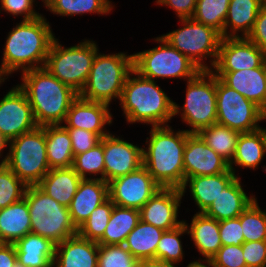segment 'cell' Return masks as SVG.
<instances>
[{
	"label": "cell",
	"mask_w": 266,
	"mask_h": 267,
	"mask_svg": "<svg viewBox=\"0 0 266 267\" xmlns=\"http://www.w3.org/2000/svg\"><path fill=\"white\" fill-rule=\"evenodd\" d=\"M13 267H24L23 265H21L18 261H16V263L14 264Z\"/></svg>",
	"instance_id": "cell-55"
},
{
	"label": "cell",
	"mask_w": 266,
	"mask_h": 267,
	"mask_svg": "<svg viewBox=\"0 0 266 267\" xmlns=\"http://www.w3.org/2000/svg\"><path fill=\"white\" fill-rule=\"evenodd\" d=\"M81 180L82 178L72 167L53 168L49 170L37 186L59 204L68 207Z\"/></svg>",
	"instance_id": "cell-28"
},
{
	"label": "cell",
	"mask_w": 266,
	"mask_h": 267,
	"mask_svg": "<svg viewBox=\"0 0 266 267\" xmlns=\"http://www.w3.org/2000/svg\"><path fill=\"white\" fill-rule=\"evenodd\" d=\"M52 32L44 16L17 23L6 38L0 74L7 79L18 70L43 68L55 39Z\"/></svg>",
	"instance_id": "cell-1"
},
{
	"label": "cell",
	"mask_w": 266,
	"mask_h": 267,
	"mask_svg": "<svg viewBox=\"0 0 266 267\" xmlns=\"http://www.w3.org/2000/svg\"><path fill=\"white\" fill-rule=\"evenodd\" d=\"M14 246L17 261L24 267H52L56 244L50 239L29 233Z\"/></svg>",
	"instance_id": "cell-27"
},
{
	"label": "cell",
	"mask_w": 266,
	"mask_h": 267,
	"mask_svg": "<svg viewBox=\"0 0 266 267\" xmlns=\"http://www.w3.org/2000/svg\"><path fill=\"white\" fill-rule=\"evenodd\" d=\"M33 1L35 2V0H33ZM51 1H52V0H42V2H44V3H43L44 6H45L46 8L50 5Z\"/></svg>",
	"instance_id": "cell-54"
},
{
	"label": "cell",
	"mask_w": 266,
	"mask_h": 267,
	"mask_svg": "<svg viewBox=\"0 0 266 267\" xmlns=\"http://www.w3.org/2000/svg\"><path fill=\"white\" fill-rule=\"evenodd\" d=\"M99 244L78 234L56 244L52 267H97Z\"/></svg>",
	"instance_id": "cell-22"
},
{
	"label": "cell",
	"mask_w": 266,
	"mask_h": 267,
	"mask_svg": "<svg viewBox=\"0 0 266 267\" xmlns=\"http://www.w3.org/2000/svg\"><path fill=\"white\" fill-rule=\"evenodd\" d=\"M156 82L140 76L134 70L128 74L119 104L128 123L166 126L174 117V101Z\"/></svg>",
	"instance_id": "cell-4"
},
{
	"label": "cell",
	"mask_w": 266,
	"mask_h": 267,
	"mask_svg": "<svg viewBox=\"0 0 266 267\" xmlns=\"http://www.w3.org/2000/svg\"><path fill=\"white\" fill-rule=\"evenodd\" d=\"M0 3V8L7 14L10 13L15 17L23 15V21L33 20L42 16L33 8V4H35L33 0H0Z\"/></svg>",
	"instance_id": "cell-47"
},
{
	"label": "cell",
	"mask_w": 266,
	"mask_h": 267,
	"mask_svg": "<svg viewBox=\"0 0 266 267\" xmlns=\"http://www.w3.org/2000/svg\"><path fill=\"white\" fill-rule=\"evenodd\" d=\"M97 46L95 41L85 39L77 45L64 47L55 38L44 67L62 83L80 93L99 51Z\"/></svg>",
	"instance_id": "cell-8"
},
{
	"label": "cell",
	"mask_w": 266,
	"mask_h": 267,
	"mask_svg": "<svg viewBox=\"0 0 266 267\" xmlns=\"http://www.w3.org/2000/svg\"><path fill=\"white\" fill-rule=\"evenodd\" d=\"M100 142L104 149V181L107 183L143 166L142 147L112 133L104 136Z\"/></svg>",
	"instance_id": "cell-15"
},
{
	"label": "cell",
	"mask_w": 266,
	"mask_h": 267,
	"mask_svg": "<svg viewBox=\"0 0 266 267\" xmlns=\"http://www.w3.org/2000/svg\"><path fill=\"white\" fill-rule=\"evenodd\" d=\"M133 70V54L96 53L88 80L79 93L83 99L110 105L119 99L128 74Z\"/></svg>",
	"instance_id": "cell-5"
},
{
	"label": "cell",
	"mask_w": 266,
	"mask_h": 267,
	"mask_svg": "<svg viewBox=\"0 0 266 267\" xmlns=\"http://www.w3.org/2000/svg\"><path fill=\"white\" fill-rule=\"evenodd\" d=\"M19 88L26 94L38 126L64 123L72 102L79 96L45 67L22 72Z\"/></svg>",
	"instance_id": "cell-2"
},
{
	"label": "cell",
	"mask_w": 266,
	"mask_h": 267,
	"mask_svg": "<svg viewBox=\"0 0 266 267\" xmlns=\"http://www.w3.org/2000/svg\"><path fill=\"white\" fill-rule=\"evenodd\" d=\"M266 54L247 37L222 38L211 71H239L260 67Z\"/></svg>",
	"instance_id": "cell-16"
},
{
	"label": "cell",
	"mask_w": 266,
	"mask_h": 267,
	"mask_svg": "<svg viewBox=\"0 0 266 267\" xmlns=\"http://www.w3.org/2000/svg\"><path fill=\"white\" fill-rule=\"evenodd\" d=\"M109 198L108 183L101 179H82L70 205L71 219L78 229L91 212Z\"/></svg>",
	"instance_id": "cell-21"
},
{
	"label": "cell",
	"mask_w": 266,
	"mask_h": 267,
	"mask_svg": "<svg viewBox=\"0 0 266 267\" xmlns=\"http://www.w3.org/2000/svg\"><path fill=\"white\" fill-rule=\"evenodd\" d=\"M24 198L29 207L31 233L50 239L54 244L77 235L68 207L59 204L37 185L28 186Z\"/></svg>",
	"instance_id": "cell-7"
},
{
	"label": "cell",
	"mask_w": 266,
	"mask_h": 267,
	"mask_svg": "<svg viewBox=\"0 0 266 267\" xmlns=\"http://www.w3.org/2000/svg\"><path fill=\"white\" fill-rule=\"evenodd\" d=\"M186 130L177 132L169 126L152 127L142 148L143 166L162 188L181 189L184 184L183 154Z\"/></svg>",
	"instance_id": "cell-3"
},
{
	"label": "cell",
	"mask_w": 266,
	"mask_h": 267,
	"mask_svg": "<svg viewBox=\"0 0 266 267\" xmlns=\"http://www.w3.org/2000/svg\"><path fill=\"white\" fill-rule=\"evenodd\" d=\"M203 262V263H202ZM205 262V264H204ZM187 267H214L209 261H202L201 259L190 262Z\"/></svg>",
	"instance_id": "cell-52"
},
{
	"label": "cell",
	"mask_w": 266,
	"mask_h": 267,
	"mask_svg": "<svg viewBox=\"0 0 266 267\" xmlns=\"http://www.w3.org/2000/svg\"><path fill=\"white\" fill-rule=\"evenodd\" d=\"M247 38L266 54V4L260 8L254 27Z\"/></svg>",
	"instance_id": "cell-48"
},
{
	"label": "cell",
	"mask_w": 266,
	"mask_h": 267,
	"mask_svg": "<svg viewBox=\"0 0 266 267\" xmlns=\"http://www.w3.org/2000/svg\"><path fill=\"white\" fill-rule=\"evenodd\" d=\"M217 154L231 163L240 132L215 123L197 133Z\"/></svg>",
	"instance_id": "cell-34"
},
{
	"label": "cell",
	"mask_w": 266,
	"mask_h": 267,
	"mask_svg": "<svg viewBox=\"0 0 266 267\" xmlns=\"http://www.w3.org/2000/svg\"><path fill=\"white\" fill-rule=\"evenodd\" d=\"M161 188L144 166L108 182L109 199L114 205L138 210Z\"/></svg>",
	"instance_id": "cell-13"
},
{
	"label": "cell",
	"mask_w": 266,
	"mask_h": 267,
	"mask_svg": "<svg viewBox=\"0 0 266 267\" xmlns=\"http://www.w3.org/2000/svg\"><path fill=\"white\" fill-rule=\"evenodd\" d=\"M114 203L108 198L93 210L88 219L78 228V235L84 239L98 242L108 225Z\"/></svg>",
	"instance_id": "cell-40"
},
{
	"label": "cell",
	"mask_w": 266,
	"mask_h": 267,
	"mask_svg": "<svg viewBox=\"0 0 266 267\" xmlns=\"http://www.w3.org/2000/svg\"><path fill=\"white\" fill-rule=\"evenodd\" d=\"M209 262L214 267H247L242 245H222Z\"/></svg>",
	"instance_id": "cell-43"
},
{
	"label": "cell",
	"mask_w": 266,
	"mask_h": 267,
	"mask_svg": "<svg viewBox=\"0 0 266 267\" xmlns=\"http://www.w3.org/2000/svg\"><path fill=\"white\" fill-rule=\"evenodd\" d=\"M240 180L236 175L224 186L220 195L203 214L217 221L237 218L256 199L253 195L247 196Z\"/></svg>",
	"instance_id": "cell-23"
},
{
	"label": "cell",
	"mask_w": 266,
	"mask_h": 267,
	"mask_svg": "<svg viewBox=\"0 0 266 267\" xmlns=\"http://www.w3.org/2000/svg\"><path fill=\"white\" fill-rule=\"evenodd\" d=\"M8 145H9V141L0 132V157L2 156L3 150ZM0 165H2V164L0 163Z\"/></svg>",
	"instance_id": "cell-53"
},
{
	"label": "cell",
	"mask_w": 266,
	"mask_h": 267,
	"mask_svg": "<svg viewBox=\"0 0 266 267\" xmlns=\"http://www.w3.org/2000/svg\"><path fill=\"white\" fill-rule=\"evenodd\" d=\"M164 230L139 220L128 234L124 246L138 260L156 259V250Z\"/></svg>",
	"instance_id": "cell-32"
},
{
	"label": "cell",
	"mask_w": 266,
	"mask_h": 267,
	"mask_svg": "<svg viewBox=\"0 0 266 267\" xmlns=\"http://www.w3.org/2000/svg\"><path fill=\"white\" fill-rule=\"evenodd\" d=\"M139 261L122 245L99 244L97 267H138Z\"/></svg>",
	"instance_id": "cell-42"
},
{
	"label": "cell",
	"mask_w": 266,
	"mask_h": 267,
	"mask_svg": "<svg viewBox=\"0 0 266 267\" xmlns=\"http://www.w3.org/2000/svg\"><path fill=\"white\" fill-rule=\"evenodd\" d=\"M27 187L5 164L0 165V209L22 200Z\"/></svg>",
	"instance_id": "cell-41"
},
{
	"label": "cell",
	"mask_w": 266,
	"mask_h": 267,
	"mask_svg": "<svg viewBox=\"0 0 266 267\" xmlns=\"http://www.w3.org/2000/svg\"><path fill=\"white\" fill-rule=\"evenodd\" d=\"M183 222L187 228V234L190 235L198 252L204 257L202 261H210L222 247L219 221L196 212L190 226L186 221L183 220Z\"/></svg>",
	"instance_id": "cell-25"
},
{
	"label": "cell",
	"mask_w": 266,
	"mask_h": 267,
	"mask_svg": "<svg viewBox=\"0 0 266 267\" xmlns=\"http://www.w3.org/2000/svg\"><path fill=\"white\" fill-rule=\"evenodd\" d=\"M184 181L186 178L217 175L230 169L229 163L209 147L197 133L186 138L183 154Z\"/></svg>",
	"instance_id": "cell-17"
},
{
	"label": "cell",
	"mask_w": 266,
	"mask_h": 267,
	"mask_svg": "<svg viewBox=\"0 0 266 267\" xmlns=\"http://www.w3.org/2000/svg\"><path fill=\"white\" fill-rule=\"evenodd\" d=\"M242 251L247 267H266V240L244 242Z\"/></svg>",
	"instance_id": "cell-46"
},
{
	"label": "cell",
	"mask_w": 266,
	"mask_h": 267,
	"mask_svg": "<svg viewBox=\"0 0 266 267\" xmlns=\"http://www.w3.org/2000/svg\"><path fill=\"white\" fill-rule=\"evenodd\" d=\"M155 48L133 54V70L140 76L155 78H194L201 69L187 56L172 47L162 36L154 38Z\"/></svg>",
	"instance_id": "cell-10"
},
{
	"label": "cell",
	"mask_w": 266,
	"mask_h": 267,
	"mask_svg": "<svg viewBox=\"0 0 266 267\" xmlns=\"http://www.w3.org/2000/svg\"><path fill=\"white\" fill-rule=\"evenodd\" d=\"M212 73L266 113L265 62L253 69L212 71Z\"/></svg>",
	"instance_id": "cell-20"
},
{
	"label": "cell",
	"mask_w": 266,
	"mask_h": 267,
	"mask_svg": "<svg viewBox=\"0 0 266 267\" xmlns=\"http://www.w3.org/2000/svg\"><path fill=\"white\" fill-rule=\"evenodd\" d=\"M156 3L173 9L179 19H186L193 16L197 0H156Z\"/></svg>",
	"instance_id": "cell-49"
},
{
	"label": "cell",
	"mask_w": 266,
	"mask_h": 267,
	"mask_svg": "<svg viewBox=\"0 0 266 267\" xmlns=\"http://www.w3.org/2000/svg\"><path fill=\"white\" fill-rule=\"evenodd\" d=\"M265 77H266V60H265Z\"/></svg>",
	"instance_id": "cell-57"
},
{
	"label": "cell",
	"mask_w": 266,
	"mask_h": 267,
	"mask_svg": "<svg viewBox=\"0 0 266 267\" xmlns=\"http://www.w3.org/2000/svg\"><path fill=\"white\" fill-rule=\"evenodd\" d=\"M183 27L161 35L172 47L187 56L201 70H211L215 65L221 34L210 26L192 18L180 19ZM212 58L210 66L203 63ZM210 67V68H209Z\"/></svg>",
	"instance_id": "cell-11"
},
{
	"label": "cell",
	"mask_w": 266,
	"mask_h": 267,
	"mask_svg": "<svg viewBox=\"0 0 266 267\" xmlns=\"http://www.w3.org/2000/svg\"><path fill=\"white\" fill-rule=\"evenodd\" d=\"M29 233L31 221L25 198L0 209V243L14 244Z\"/></svg>",
	"instance_id": "cell-29"
},
{
	"label": "cell",
	"mask_w": 266,
	"mask_h": 267,
	"mask_svg": "<svg viewBox=\"0 0 266 267\" xmlns=\"http://www.w3.org/2000/svg\"><path fill=\"white\" fill-rule=\"evenodd\" d=\"M16 261L14 244L0 243V267H13Z\"/></svg>",
	"instance_id": "cell-50"
},
{
	"label": "cell",
	"mask_w": 266,
	"mask_h": 267,
	"mask_svg": "<svg viewBox=\"0 0 266 267\" xmlns=\"http://www.w3.org/2000/svg\"><path fill=\"white\" fill-rule=\"evenodd\" d=\"M266 155V129L260 128L249 133H240L230 169L236 173L235 166L257 168Z\"/></svg>",
	"instance_id": "cell-30"
},
{
	"label": "cell",
	"mask_w": 266,
	"mask_h": 267,
	"mask_svg": "<svg viewBox=\"0 0 266 267\" xmlns=\"http://www.w3.org/2000/svg\"><path fill=\"white\" fill-rule=\"evenodd\" d=\"M110 0H52L47 7L59 16L83 15L85 13L109 14L113 9Z\"/></svg>",
	"instance_id": "cell-35"
},
{
	"label": "cell",
	"mask_w": 266,
	"mask_h": 267,
	"mask_svg": "<svg viewBox=\"0 0 266 267\" xmlns=\"http://www.w3.org/2000/svg\"><path fill=\"white\" fill-rule=\"evenodd\" d=\"M138 267H175V265L161 260L150 259L139 261Z\"/></svg>",
	"instance_id": "cell-51"
},
{
	"label": "cell",
	"mask_w": 266,
	"mask_h": 267,
	"mask_svg": "<svg viewBox=\"0 0 266 267\" xmlns=\"http://www.w3.org/2000/svg\"><path fill=\"white\" fill-rule=\"evenodd\" d=\"M230 0H197L191 17L199 23L217 30L224 38V23Z\"/></svg>",
	"instance_id": "cell-36"
},
{
	"label": "cell",
	"mask_w": 266,
	"mask_h": 267,
	"mask_svg": "<svg viewBox=\"0 0 266 267\" xmlns=\"http://www.w3.org/2000/svg\"><path fill=\"white\" fill-rule=\"evenodd\" d=\"M188 233L184 222L178 227L164 231L158 242L156 260L176 265L183 260L184 252L180 237Z\"/></svg>",
	"instance_id": "cell-38"
},
{
	"label": "cell",
	"mask_w": 266,
	"mask_h": 267,
	"mask_svg": "<svg viewBox=\"0 0 266 267\" xmlns=\"http://www.w3.org/2000/svg\"><path fill=\"white\" fill-rule=\"evenodd\" d=\"M244 242L266 240V210L255 199L239 216Z\"/></svg>",
	"instance_id": "cell-37"
},
{
	"label": "cell",
	"mask_w": 266,
	"mask_h": 267,
	"mask_svg": "<svg viewBox=\"0 0 266 267\" xmlns=\"http://www.w3.org/2000/svg\"><path fill=\"white\" fill-rule=\"evenodd\" d=\"M182 197L178 188H161L139 210L140 220L164 231L178 227L183 223L177 218Z\"/></svg>",
	"instance_id": "cell-18"
},
{
	"label": "cell",
	"mask_w": 266,
	"mask_h": 267,
	"mask_svg": "<svg viewBox=\"0 0 266 267\" xmlns=\"http://www.w3.org/2000/svg\"><path fill=\"white\" fill-rule=\"evenodd\" d=\"M6 79L0 74V85L2 84V82H4Z\"/></svg>",
	"instance_id": "cell-56"
},
{
	"label": "cell",
	"mask_w": 266,
	"mask_h": 267,
	"mask_svg": "<svg viewBox=\"0 0 266 267\" xmlns=\"http://www.w3.org/2000/svg\"><path fill=\"white\" fill-rule=\"evenodd\" d=\"M140 211L114 205L103 237L97 242L102 245H122L128 234L137 226Z\"/></svg>",
	"instance_id": "cell-33"
},
{
	"label": "cell",
	"mask_w": 266,
	"mask_h": 267,
	"mask_svg": "<svg viewBox=\"0 0 266 267\" xmlns=\"http://www.w3.org/2000/svg\"><path fill=\"white\" fill-rule=\"evenodd\" d=\"M38 127L26 94L18 85L0 100V132L11 141Z\"/></svg>",
	"instance_id": "cell-14"
},
{
	"label": "cell",
	"mask_w": 266,
	"mask_h": 267,
	"mask_svg": "<svg viewBox=\"0 0 266 267\" xmlns=\"http://www.w3.org/2000/svg\"><path fill=\"white\" fill-rule=\"evenodd\" d=\"M72 168L78 173L82 179H97L104 180V149L100 142L95 147L74 156Z\"/></svg>",
	"instance_id": "cell-39"
},
{
	"label": "cell",
	"mask_w": 266,
	"mask_h": 267,
	"mask_svg": "<svg viewBox=\"0 0 266 267\" xmlns=\"http://www.w3.org/2000/svg\"><path fill=\"white\" fill-rule=\"evenodd\" d=\"M263 5V0H230L224 23V38L247 37Z\"/></svg>",
	"instance_id": "cell-26"
},
{
	"label": "cell",
	"mask_w": 266,
	"mask_h": 267,
	"mask_svg": "<svg viewBox=\"0 0 266 267\" xmlns=\"http://www.w3.org/2000/svg\"><path fill=\"white\" fill-rule=\"evenodd\" d=\"M217 122L240 133H249L262 128L259 122L266 113L255 103L216 77Z\"/></svg>",
	"instance_id": "cell-12"
},
{
	"label": "cell",
	"mask_w": 266,
	"mask_h": 267,
	"mask_svg": "<svg viewBox=\"0 0 266 267\" xmlns=\"http://www.w3.org/2000/svg\"><path fill=\"white\" fill-rule=\"evenodd\" d=\"M68 130L74 156L95 147L100 143L101 137L90 131L80 128H66Z\"/></svg>",
	"instance_id": "cell-44"
},
{
	"label": "cell",
	"mask_w": 266,
	"mask_h": 267,
	"mask_svg": "<svg viewBox=\"0 0 266 267\" xmlns=\"http://www.w3.org/2000/svg\"><path fill=\"white\" fill-rule=\"evenodd\" d=\"M109 105L89 101L78 96L71 104L65 119V128H80L98 134L101 138L110 134L106 125L112 124Z\"/></svg>",
	"instance_id": "cell-19"
},
{
	"label": "cell",
	"mask_w": 266,
	"mask_h": 267,
	"mask_svg": "<svg viewBox=\"0 0 266 267\" xmlns=\"http://www.w3.org/2000/svg\"><path fill=\"white\" fill-rule=\"evenodd\" d=\"M174 102V116L181 115L191 130L198 133L217 122L216 76L211 70H201L194 78L187 80L186 98L183 107Z\"/></svg>",
	"instance_id": "cell-9"
},
{
	"label": "cell",
	"mask_w": 266,
	"mask_h": 267,
	"mask_svg": "<svg viewBox=\"0 0 266 267\" xmlns=\"http://www.w3.org/2000/svg\"><path fill=\"white\" fill-rule=\"evenodd\" d=\"M219 232L222 245H242L244 236L240 219H225L219 221Z\"/></svg>",
	"instance_id": "cell-45"
},
{
	"label": "cell",
	"mask_w": 266,
	"mask_h": 267,
	"mask_svg": "<svg viewBox=\"0 0 266 267\" xmlns=\"http://www.w3.org/2000/svg\"><path fill=\"white\" fill-rule=\"evenodd\" d=\"M9 152L2 158L5 164L27 186L37 185L49 172L45 126L24 133L9 141Z\"/></svg>",
	"instance_id": "cell-6"
},
{
	"label": "cell",
	"mask_w": 266,
	"mask_h": 267,
	"mask_svg": "<svg viewBox=\"0 0 266 267\" xmlns=\"http://www.w3.org/2000/svg\"><path fill=\"white\" fill-rule=\"evenodd\" d=\"M45 140L50 169L72 167L74 154L71 139L63 124L45 125Z\"/></svg>",
	"instance_id": "cell-31"
},
{
	"label": "cell",
	"mask_w": 266,
	"mask_h": 267,
	"mask_svg": "<svg viewBox=\"0 0 266 267\" xmlns=\"http://www.w3.org/2000/svg\"><path fill=\"white\" fill-rule=\"evenodd\" d=\"M235 176L236 174L229 169L228 171L217 175L186 178L180 191L182 196H184L185 192H187L186 187L189 186L192 198L199 208L198 213H203L215 198L220 195L224 186H226Z\"/></svg>",
	"instance_id": "cell-24"
}]
</instances>
